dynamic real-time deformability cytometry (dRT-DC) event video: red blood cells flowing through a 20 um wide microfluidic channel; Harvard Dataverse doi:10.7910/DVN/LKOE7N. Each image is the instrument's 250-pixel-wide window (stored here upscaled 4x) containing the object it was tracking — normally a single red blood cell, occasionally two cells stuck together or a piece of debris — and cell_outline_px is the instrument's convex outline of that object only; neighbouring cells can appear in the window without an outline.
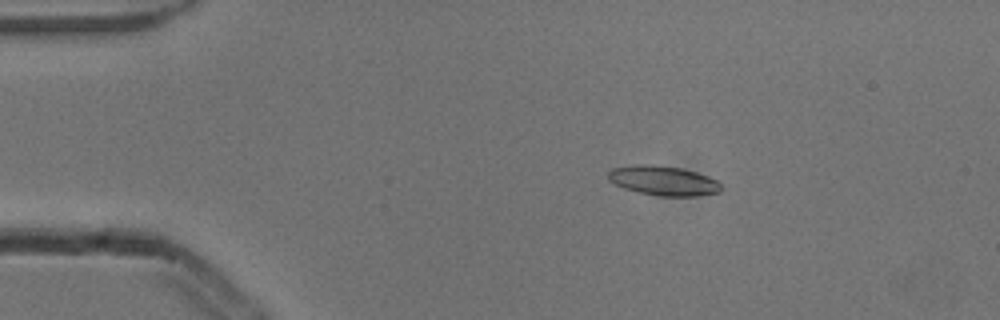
{"species": "common noctule bat (a hibernating species)", "species_latin": "Nyctalus noctula", "temperature_condition": "cold", "stored_images_in_passage": 4, "camera_frame_rate_fps": 3000, "um_per_image_px": 0.085, "animal": {"sex": "male", "body_mass_g": 13.3}, "frame": {"image": 1, "passage_image": 3, "time_ms": 0.667, "image_size_px": [1000, 320], "cell_outline_px": [[724, 188], [720, 192], [696, 196], [660, 196], [636, 192], [624, 188], [608, 180], [608, 172], [612, 168], [632, 164], [644, 164], [680, 168], [696, 172], [708, 176], [716, 180]], "centroid_in_image_um": [56.38, 15.36], "position_along_channel_um": 28.6, "area_um2": 19.54}}